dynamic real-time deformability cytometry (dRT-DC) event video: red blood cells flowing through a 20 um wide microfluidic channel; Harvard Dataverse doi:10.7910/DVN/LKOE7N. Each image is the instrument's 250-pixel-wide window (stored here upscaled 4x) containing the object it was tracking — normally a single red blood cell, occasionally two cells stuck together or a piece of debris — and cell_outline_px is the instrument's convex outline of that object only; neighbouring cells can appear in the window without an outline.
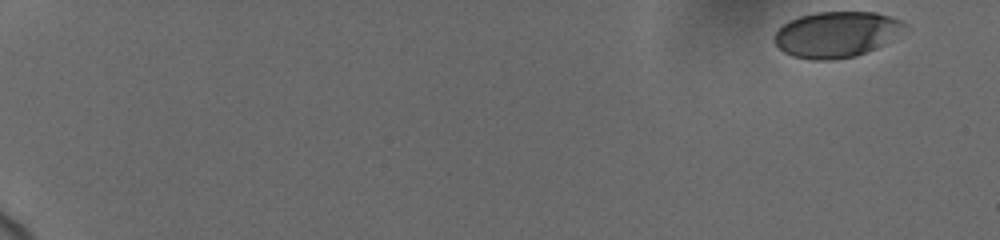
{"species": "human", "species_latin": "Homo sapiens", "temperature_condition": "cold", "stored_images_in_passage": 31, "camera_frame_rate_fps": 3000, "um_per_image_px": 0.085, "donor": {"sex": "female"}, "frame": {"image": 1, "passage_image": 1, "time_ms": 0.0, "image_size_px": [1000, 240], "cell_outline_px": [[908, 28], [884, 44], [876, 48], [856, 56], [832, 60], [808, 60], [792, 56], [784, 52], [772, 40], [776, 32], [788, 20], [800, 16], [816, 12], [876, 12], [892, 16], [904, 20], [908, 24]], "centroid_in_image_um": [71.13, 2.92], "position_along_channel_um": 13.9, "area_um2": 35.2}}
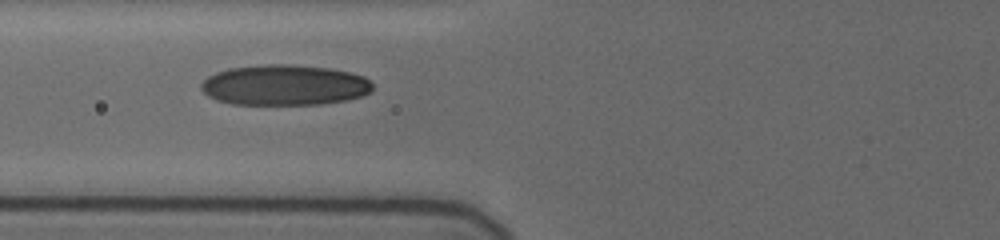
{"frame": {"image": 2, "passage_image": 18, "time_ms": 7.667, "image_size_px": [1000, 240], "cell_outline_px": [[372, 92], [360, 96], [344, 100], [320, 104], [232, 104], [216, 100], [208, 96], [200, 88], [200, 84], [208, 76], [216, 72], [228, 68], [264, 64], [292, 64], [328, 68], [352, 72], [364, 76], [372, 84]], "centroid_in_image_um": [24.16, 7.22], "position_along_channel_um": 101.6, "area_um2": 40.63}}
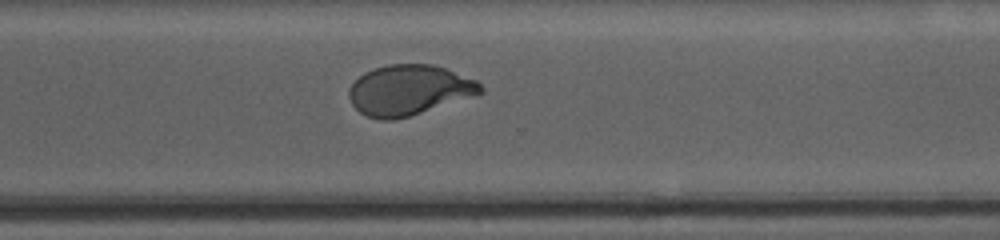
{"frame": {"image": 3, "passage_image": 31, "time_ms": 14.0, "image_size_px": [1000, 240], "cell_outline_px": [[484, 92], [408, 116], [392, 120], [384, 120], [368, 116], [360, 112], [352, 104], [348, 96], [348, 88], [364, 72], [372, 68], [388, 64], [432, 64], [444, 68], [476, 80], [484, 88]], "centroid_in_image_um": [34.73, 7.64], "position_along_channel_um": 335.9, "area_um2": 38.09}}